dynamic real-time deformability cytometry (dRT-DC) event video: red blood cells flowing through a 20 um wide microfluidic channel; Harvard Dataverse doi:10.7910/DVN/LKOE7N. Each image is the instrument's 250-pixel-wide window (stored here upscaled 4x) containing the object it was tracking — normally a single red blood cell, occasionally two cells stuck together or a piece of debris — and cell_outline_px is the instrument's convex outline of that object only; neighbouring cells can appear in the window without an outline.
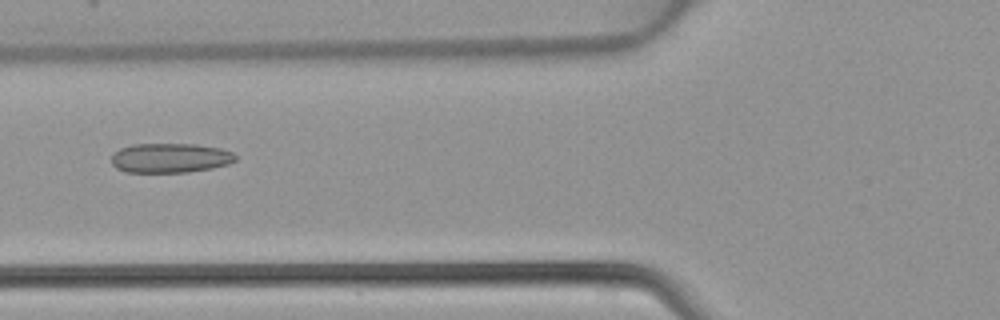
{"species": "common noctule bat (a hibernating species)", "species_latin": "Nyctalus noctula", "temperature_condition": "warm", "stored_images_in_passage": 46, "camera_frame_rate_fps": 3000, "um_per_image_px": 0.085, "animal": {"sex": "female", "body_mass_g": 22.7, "forearm_length_mm": 54.2}, "frame": {"image": 1, "passage_image": 18, "time_ms": 5.667, "image_size_px": [1000, 320], "cell_outline_px": [[236, 160], [228, 164], [212, 168], [188, 172], [124, 172], [116, 168], [112, 164], [112, 156], [120, 148], [132, 144], [196, 144], [220, 148], [232, 152], [236, 156]], "centroid_in_image_um": [14.46, 13.43], "position_along_channel_um": 111.3, "area_um2": 21.39}}
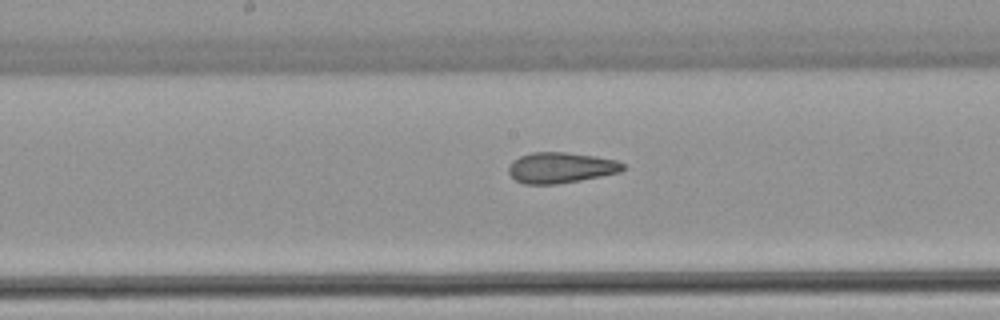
{"frame": {"image": 2, "passage_image": 24, "time_ms": 7.667, "image_size_px": [1000, 320], "cell_outline_px": [[624, 168], [620, 172], [580, 180], [556, 184], [524, 184], [516, 180], [508, 172], [508, 168], [512, 160], [520, 156], [532, 152], [564, 152], [596, 156], [616, 160], [624, 164]], "centroid_in_image_um": [47.64, 14.25], "position_along_channel_um": 200.6, "area_um2": 20.4}}
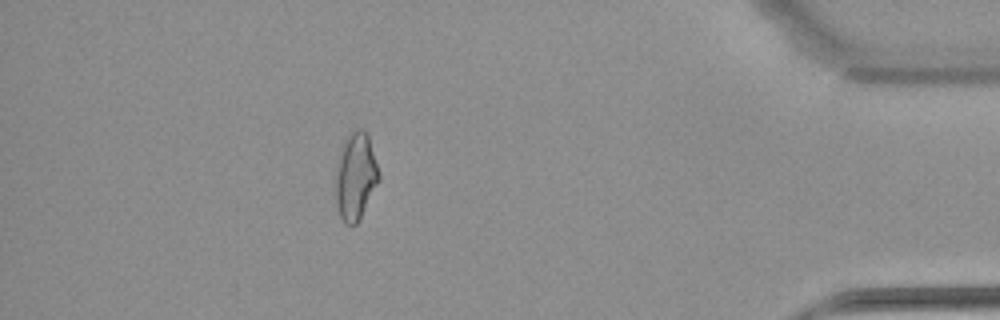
{"frame": {"image": 3, "passage_image": 41, "time_ms": 13.333, "image_size_px": [1000, 320], "cell_outline_px": [[380, 180], [360, 220], [352, 228], [344, 224], [340, 216], [336, 204], [336, 168], [340, 152], [344, 140], [348, 132], [356, 128], [360, 128], [368, 132], [380, 176]], "centroid_in_image_um": [30.23, 15.0], "position_along_channel_um": 405.0, "area_um2": 22.48}}